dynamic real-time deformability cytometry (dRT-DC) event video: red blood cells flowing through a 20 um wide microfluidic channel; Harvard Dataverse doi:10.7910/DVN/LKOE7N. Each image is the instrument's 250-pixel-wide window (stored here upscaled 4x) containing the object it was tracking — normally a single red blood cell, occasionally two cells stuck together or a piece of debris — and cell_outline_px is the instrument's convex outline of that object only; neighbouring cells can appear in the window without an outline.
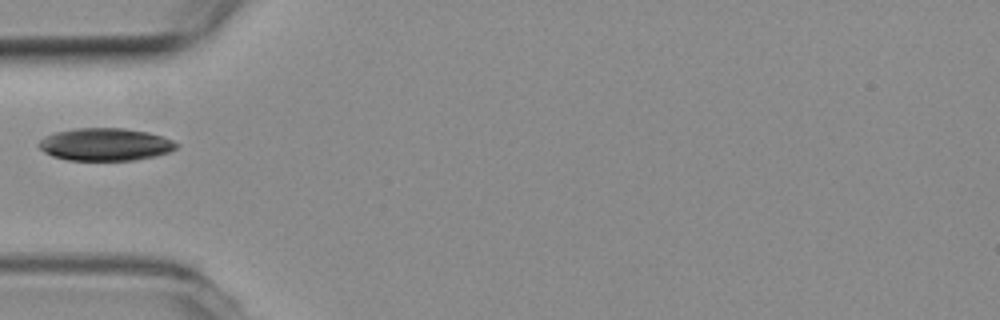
{"species": "common noctule bat (a hibernating species)", "species_latin": "Nyctalus noctula", "temperature_condition": "room temperature", "stored_images_in_passage": 6, "camera_frame_rate_fps": 3000, "um_per_image_px": 0.085, "animal": {"sex": "female", "body_mass_g": 19.3, "forearm_length_mm": 54.1}, "frame": {"image": 1, "passage_image": 6, "time_ms": 1.667, "image_size_px": [1000, 320], "cell_outline_px": [[180, 144], [176, 148], [168, 152], [156, 156], [132, 160], [68, 160], [52, 156], [44, 152], [36, 144], [44, 136], [56, 132], [76, 128], [124, 128], [148, 132], [172, 140]], "centroid_in_image_um": [8.93, 12.27], "position_along_channel_um": 76.1, "area_um2": 26.13}}